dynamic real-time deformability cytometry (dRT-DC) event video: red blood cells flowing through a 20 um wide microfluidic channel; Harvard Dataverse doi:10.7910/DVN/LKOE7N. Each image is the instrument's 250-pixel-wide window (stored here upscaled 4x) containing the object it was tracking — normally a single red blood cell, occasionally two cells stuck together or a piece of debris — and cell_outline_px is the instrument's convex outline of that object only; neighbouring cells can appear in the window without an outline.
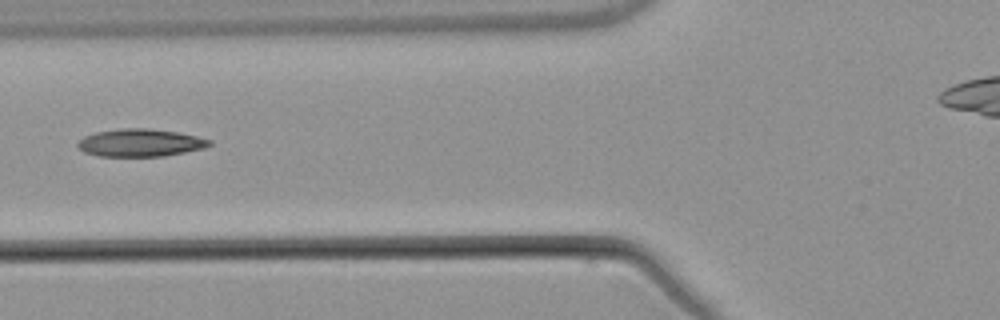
{"species": "common noctule bat (a hibernating species)", "species_latin": "Nyctalus noctula", "temperature_condition": "warm", "stored_images_in_passage": 4, "camera_frame_rate_fps": 3000, "um_per_image_px": 0.085, "animal": {"sex": "male", "body_mass_g": 21.5, "forearm_length_mm": 52.0}, "frame": {"image": 1, "passage_image": 4, "time_ms": 3.667, "image_size_px": [1000, 320], "cell_outline_px": [[212, 144], [204, 148], [164, 156], [100, 156], [84, 152], [76, 144], [84, 136], [96, 132], [120, 128], [148, 128], [180, 132], [212, 140]], "centroid_in_image_um": [11.94, 12.12], "position_along_channel_um": 113.9, "area_um2": 21.21}}